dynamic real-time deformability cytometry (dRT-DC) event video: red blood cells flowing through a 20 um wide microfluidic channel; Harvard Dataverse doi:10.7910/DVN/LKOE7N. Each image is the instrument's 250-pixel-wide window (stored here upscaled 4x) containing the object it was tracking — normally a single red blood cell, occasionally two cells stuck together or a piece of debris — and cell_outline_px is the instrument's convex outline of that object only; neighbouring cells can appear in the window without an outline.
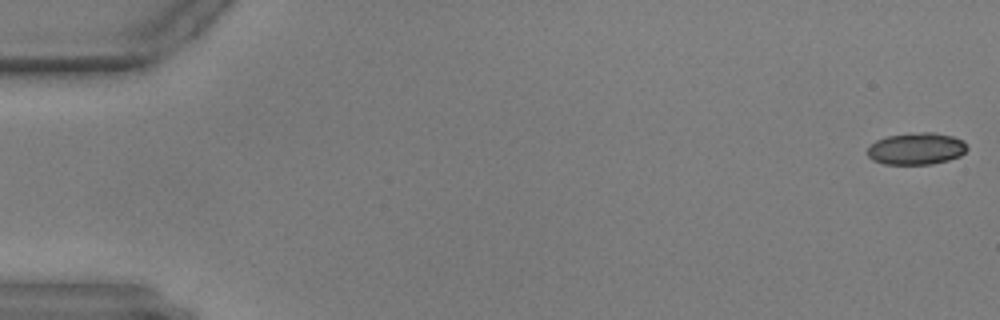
{"species": "common noctule bat (a hibernating species)", "species_latin": "Nyctalus noctula", "temperature_condition": "warm", "stored_images_in_passage": 58, "camera_frame_rate_fps": 3000, "um_per_image_px": 0.085, "animal": {"sex": "male", "body_mass_g": 17.9, "forearm_length_mm": 54.2}, "frame": {"image": 1, "passage_image": 1, "time_ms": 0.0, "image_size_px": [1000, 320], "cell_outline_px": [[968, 148], [960, 156], [948, 160], [932, 164], [884, 164], [872, 160], [868, 156], [868, 148], [876, 140], [888, 136], [924, 132], [932, 132], [952, 136], [964, 140]], "centroid_in_image_um": [77.91, 12.64], "position_along_channel_um": 7.1, "area_um2": 18.44}}
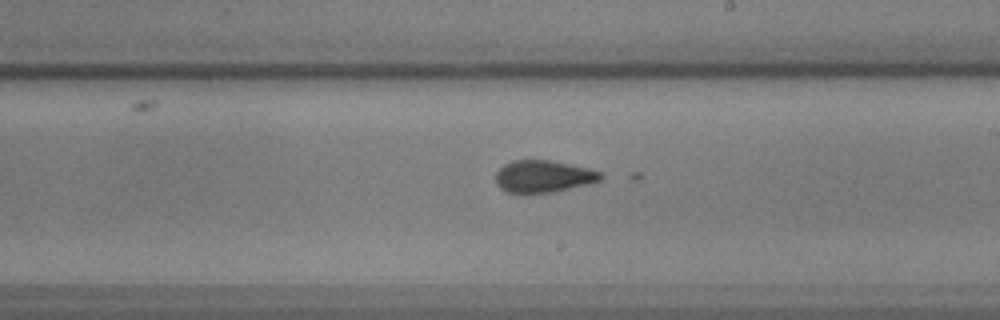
{"frame": {"image": 2, "passage_image": 34, "time_ms": 11.0, "image_size_px": [1000, 320], "cell_outline_px": [[604, 176], [600, 180], [588, 184], [556, 192], [508, 192], [500, 188], [496, 184], [496, 172], [504, 164], [512, 160], [552, 160], [588, 168], [600, 172]], "centroid_in_image_um": [46.19, 14.98], "position_along_channel_um": 242.8, "area_um2": 19.59}}
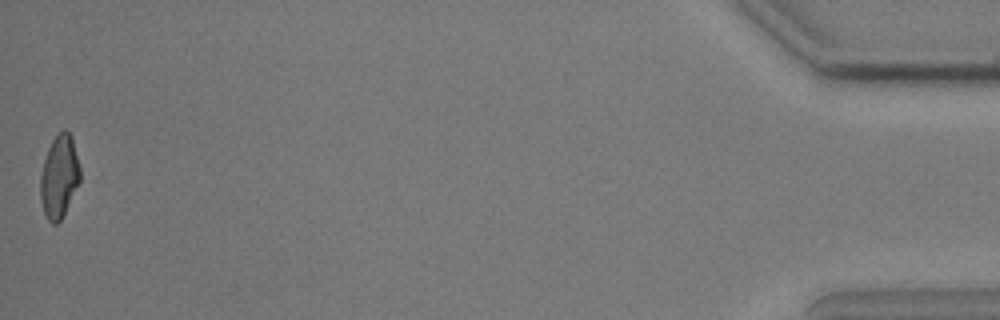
{"frame": {"image": 3, "passage_image": 58, "time_ms": 19.0, "image_size_px": [1000, 320], "cell_outline_px": [[80, 180], [60, 220], [56, 224], [52, 224], [48, 220], [44, 212], [40, 200], [40, 176], [44, 160], [48, 148], [52, 140], [64, 128], [72, 136], [80, 168]], "centroid_in_image_um": [5.02, 14.99], "position_along_channel_um": 430.2, "area_um2": 18.9}}